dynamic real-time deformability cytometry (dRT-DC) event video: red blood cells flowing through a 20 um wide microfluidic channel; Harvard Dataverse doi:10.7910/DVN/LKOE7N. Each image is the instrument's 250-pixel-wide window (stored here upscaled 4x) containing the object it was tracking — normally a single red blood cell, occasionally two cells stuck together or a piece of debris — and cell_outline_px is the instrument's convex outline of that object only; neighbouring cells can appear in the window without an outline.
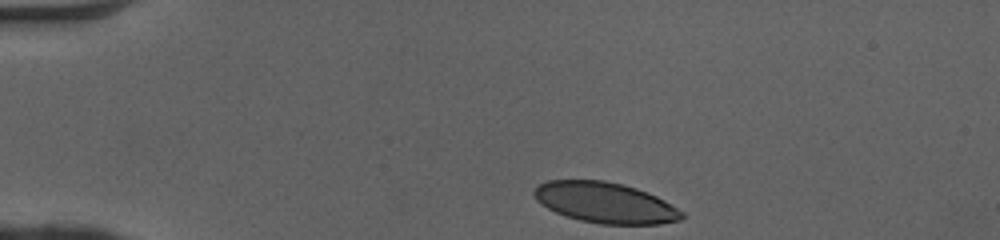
{"species": "human", "species_latin": "Homo sapiens", "temperature_condition": "cold", "stored_images_in_passage": 34, "camera_frame_rate_fps": 3000, "um_per_image_px": 0.085, "donor": {"sex": "female"}, "frame": {"image": 1, "passage_image": 1, "time_ms": 0.0, "image_size_px": [1000, 240], "cell_outline_px": [[684, 216], [680, 220], [660, 224], [600, 224], [580, 220], [556, 212], [540, 204], [536, 200], [532, 192], [540, 184], [548, 180], [604, 180], [636, 188], [656, 196], [664, 200], [684, 212]], "centroid_in_image_um": [51.44, 17.23], "position_along_channel_um": 33.6, "area_um2": 34.85}}
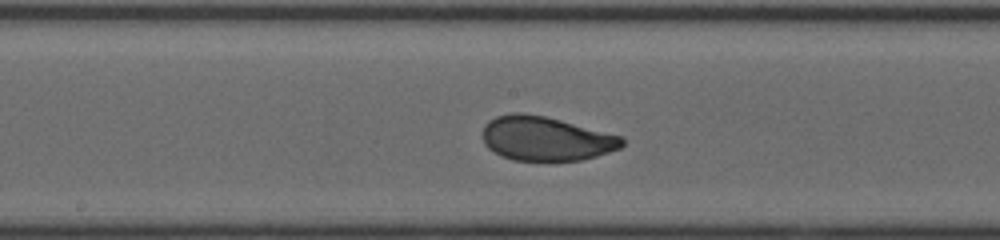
{"frame": {"image": 2, "passage_image": 18, "time_ms": 5.667, "image_size_px": [1000, 240], "cell_outline_px": [[624, 144], [620, 148], [596, 156], [580, 160], [512, 160], [500, 156], [488, 148], [484, 144], [484, 124], [488, 120], [496, 116], [512, 112], [524, 112], [544, 116], [560, 120], [620, 136], [624, 140]], "centroid_in_image_um": [46.35, 11.77], "position_along_channel_um": 201.9, "area_um2": 35.72}}
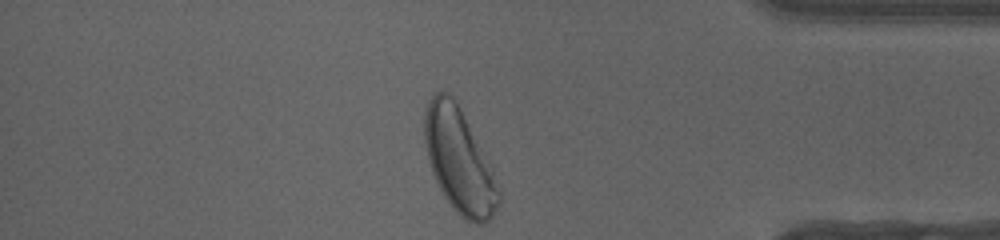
{"frame": {"image": 3, "passage_image": 34, "time_ms": 11.0, "image_size_px": [1000, 240], "cell_outline_px": [[500, 204], [492, 216], [488, 220], [480, 224], [476, 224], [464, 220], [452, 208], [444, 196], [432, 172], [428, 160], [424, 140], [424, 112], [428, 100], [436, 92], [448, 92], [456, 100], [492, 172], [500, 192]], "centroid_in_image_um": [38.99, 13.68], "position_along_channel_um": 396.2, "area_um2": 44.27}, "authors_computed_cell_mechanics": {"area_um2": 36.0383, "velocity_mm_per_s": 4.0723, "shape_relaxation_time_tau1_ms": 3.0451, "shape_relaxation_time_tau2_ms": null, "deformation_change_tau1": 0.1517, "deformation_change_tau2": null}}